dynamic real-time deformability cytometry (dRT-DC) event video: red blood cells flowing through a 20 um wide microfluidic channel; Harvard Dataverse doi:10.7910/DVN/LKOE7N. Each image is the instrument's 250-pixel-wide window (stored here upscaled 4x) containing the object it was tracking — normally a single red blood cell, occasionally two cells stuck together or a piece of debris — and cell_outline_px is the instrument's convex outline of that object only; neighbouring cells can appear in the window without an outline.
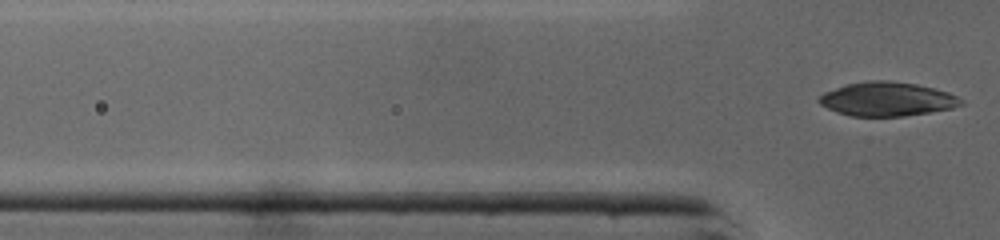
{"species": "common noctule bat (a hibernating species)", "species_latin": "Nyctalus noctula", "temperature_condition": "cold", "stored_images_in_passage": 2, "camera_frame_rate_fps": 3000, "um_per_image_px": 0.085, "animal": {"sex": "male", "body_mass_g": 19.0, "forearm_length_mm": 50.8}, "frame": {"image": 1, "passage_image": 2, "time_ms": 0.333, "image_size_px": [1000, 240], "cell_outline_px": [[964, 104], [952, 108], [904, 116], [852, 116], [836, 112], [820, 104], [816, 100], [824, 92], [848, 84], [872, 80], [884, 80], [916, 84], [948, 92], [964, 100]], "centroid_in_image_um": [75.4, 8.43], "position_along_channel_um": 50.4, "area_um2": 27.86}}